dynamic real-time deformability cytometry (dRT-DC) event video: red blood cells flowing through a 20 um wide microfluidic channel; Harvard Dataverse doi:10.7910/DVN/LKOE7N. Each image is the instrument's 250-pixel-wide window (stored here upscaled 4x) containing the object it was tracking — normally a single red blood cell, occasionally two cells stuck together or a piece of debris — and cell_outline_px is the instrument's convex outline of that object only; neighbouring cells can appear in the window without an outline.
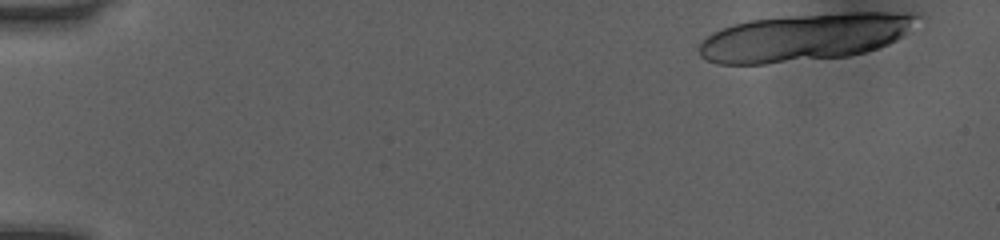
{"species": "human", "species_latin": "Homo sapiens", "temperature_condition": "room temperature", "stored_images_in_passage": 19, "camera_frame_rate_fps": 3000, "um_per_image_px": 0.085, "donor": {"sex": "female"}, "frame": {"image": 1, "passage_image": 1, "time_ms": 0.0, "image_size_px": [1000, 240], "cell_outline_px": [[928, 16], [904, 36], [888, 44], [864, 52], [848, 56], [764, 64], [716, 64], [700, 56], [696, 48], [712, 32], [732, 24], [748, 20], [792, 16], [848, 12], [920, 12]], "centroid_in_image_um": [68.51, 3.15], "position_along_channel_um": 16.5, "area_um2": 61.09}}
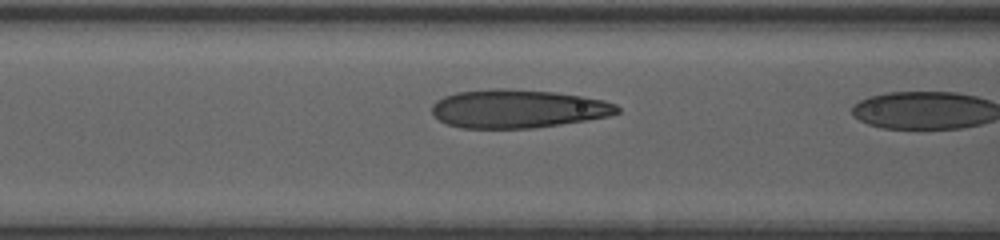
{"frame": {"image": 2, "passage_image": 18, "time_ms": 5.667, "image_size_px": [1000, 240], "cell_outline_px": [[620, 112], [608, 116], [588, 120], [532, 128], [460, 128], [448, 124], [440, 120], [432, 112], [432, 104], [436, 100], [444, 96], [456, 92], [492, 88], [504, 88], [556, 92], [584, 96], [604, 100], [616, 104], [620, 108]], "centroid_in_image_um": [44.03, 9.23], "position_along_channel_um": 122.6, "area_um2": 41.67}}